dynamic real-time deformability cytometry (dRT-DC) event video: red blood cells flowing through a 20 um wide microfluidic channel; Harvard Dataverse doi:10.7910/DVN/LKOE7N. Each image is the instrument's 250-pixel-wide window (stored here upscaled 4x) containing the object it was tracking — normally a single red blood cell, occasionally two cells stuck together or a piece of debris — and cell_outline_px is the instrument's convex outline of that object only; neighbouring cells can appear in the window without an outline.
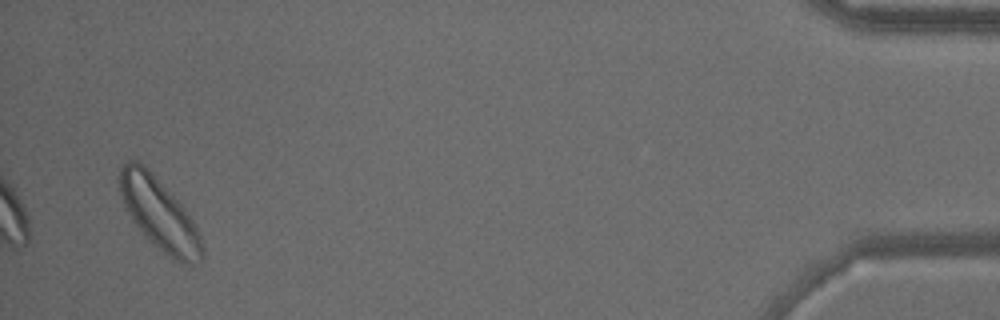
{"species": "common noctule bat (a hibernating species)", "species_latin": "Nyctalus noctula", "temperature_condition": "warm", "stored_images_in_passage": 35, "segment_of_instrument_passage": [2, 2], "camera_frame_rate_fps": 3000, "um_per_image_px": 0.085, "animal": {"sex": "male", "body_mass_g": 15.6}, "frame": {"image": 1, "passage_image": 34, "time_ms": 11.0, "image_size_px": [1000, 320], "cell_outline_px": [[204, 260], [188, 268], [172, 260], [148, 240], [140, 232], [124, 208], [120, 196], [116, 180], [120, 168], [128, 160], [136, 160], [144, 164], [172, 192], [184, 208], [192, 220], [200, 236], [204, 248]], "centroid_in_image_um": [13.52, 18.22], "position_along_channel_um": 421.7, "area_um2": 35.72}}